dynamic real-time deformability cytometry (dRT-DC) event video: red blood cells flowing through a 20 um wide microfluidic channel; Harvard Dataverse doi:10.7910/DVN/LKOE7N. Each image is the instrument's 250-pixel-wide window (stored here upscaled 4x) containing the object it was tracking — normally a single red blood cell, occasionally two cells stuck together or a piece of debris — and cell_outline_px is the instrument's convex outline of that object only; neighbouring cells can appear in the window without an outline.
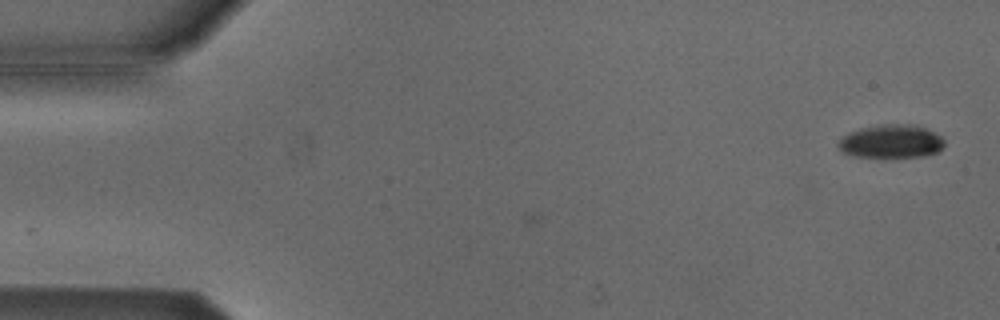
{"species": "Egyptian fruit bat (a non-hibernating species)", "species_latin": "Rousettus aegyptiacus", "temperature_condition": "cold", "stored_images_in_passage": 2, "camera_frame_rate_fps": 3000, "um_per_image_px": 0.085, "animal": {"sex": "male"}, "frame": {"image": 1, "passage_image": 2, "time_ms": 0.333, "image_size_px": [1000, 320], "cell_outline_px": [[944, 144], [936, 152], [924, 156], [856, 156], [844, 152], [836, 144], [848, 132], [860, 128], [884, 124], [908, 124], [924, 128], [940, 136], [944, 140]], "centroid_in_image_um": [75.73, 12.0], "position_along_channel_um": 9.3, "area_um2": 20.06}}